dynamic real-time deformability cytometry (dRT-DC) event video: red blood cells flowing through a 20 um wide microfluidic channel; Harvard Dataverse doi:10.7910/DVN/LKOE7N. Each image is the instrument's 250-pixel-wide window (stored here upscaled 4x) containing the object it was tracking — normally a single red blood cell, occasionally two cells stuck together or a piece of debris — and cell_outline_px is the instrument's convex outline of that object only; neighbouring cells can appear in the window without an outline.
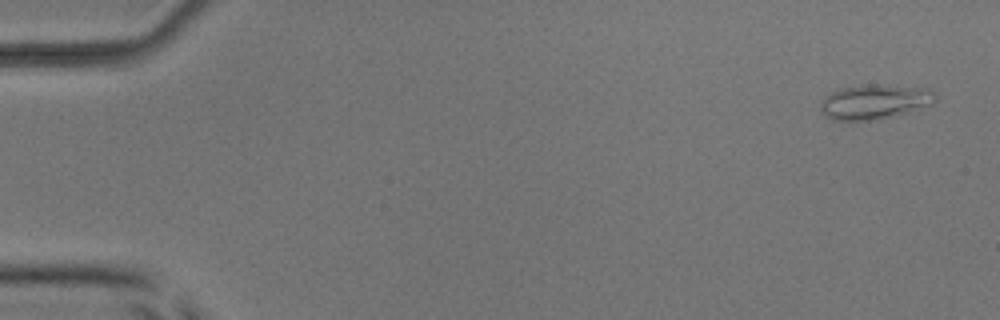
{"species": "common noctule bat (a hibernating species)", "species_latin": "Nyctalus noctula", "temperature_condition": "room temperature", "stored_images_in_passage": 5, "camera_frame_rate_fps": 3000, "um_per_image_px": 0.085, "animal": {"sex": "male", "body_mass_g": 17.9, "forearm_length_mm": 54.2}, "frame": {"image": 1, "passage_image": 1, "time_ms": 0.0, "image_size_px": [1000, 320], "cell_outline_px": [[936, 100], [932, 104], [904, 112], [888, 116], [868, 120], [832, 120], [824, 116], [820, 112], [820, 100], [824, 96], [840, 88], [868, 84], [888, 84], [928, 88], [936, 92]], "centroid_in_image_um": [74.3, 8.62], "position_along_channel_um": 10.7, "area_um2": 23.29}}